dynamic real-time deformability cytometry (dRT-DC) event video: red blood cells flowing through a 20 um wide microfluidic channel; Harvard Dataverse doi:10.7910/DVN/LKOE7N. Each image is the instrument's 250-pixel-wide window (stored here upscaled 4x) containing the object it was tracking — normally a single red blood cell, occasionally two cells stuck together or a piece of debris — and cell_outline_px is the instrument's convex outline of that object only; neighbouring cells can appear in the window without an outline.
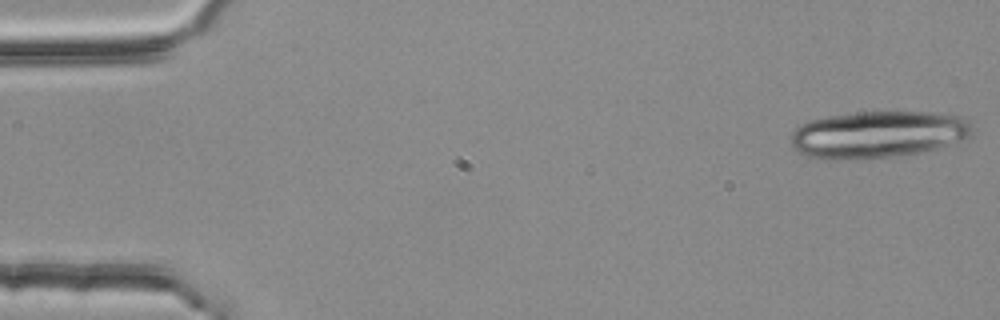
{"species": "common noctule bat (a hibernating species)", "species_latin": "Nyctalus noctula", "temperature_condition": "room temperature", "stored_images_in_passage": 6, "segment_of_instrument_passage": [1, 2], "camera_frame_rate_fps": 3000, "um_per_image_px": 0.085, "animal": {"sex": "female", "body_mass_g": 25.1}, "frame": {"image": 1, "passage_image": 1, "time_ms": 0.0, "image_size_px": [1000, 320], "cell_outline_px": [[972, 136], [936, 148], [896, 156], [856, 160], [824, 160], [808, 156], [800, 152], [792, 144], [792, 132], [800, 124], [808, 120], [828, 116], [860, 112], [936, 112], [960, 116], [968, 120], [972, 132]], "centroid_in_image_um": [74.6, 11.43], "position_along_channel_um": 10.4, "area_um2": 49.65}}